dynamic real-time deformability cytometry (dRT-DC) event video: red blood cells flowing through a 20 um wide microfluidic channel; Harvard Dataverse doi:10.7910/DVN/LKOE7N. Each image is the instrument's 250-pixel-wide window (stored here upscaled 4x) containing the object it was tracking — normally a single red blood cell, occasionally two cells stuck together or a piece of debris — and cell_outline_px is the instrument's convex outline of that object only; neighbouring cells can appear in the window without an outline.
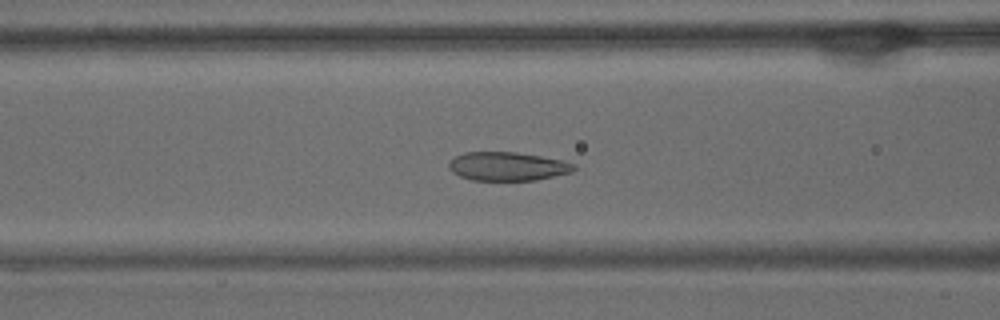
{"species": "common noctule bat (a hibernating species)", "species_latin": "Nyctalus noctula", "temperature_condition": "warm", "stored_images_in_passage": 40, "camera_frame_rate_fps": 3000, "um_per_image_px": 0.085, "animal": {"sex": "male", "body_mass_g": 15.6}, "frame": {"image": 1, "passage_image": 10, "time_ms": 3.0, "image_size_px": [1000, 320], "cell_outline_px": [[576, 168], [572, 172], [536, 180], [472, 180], [460, 176], [452, 172], [448, 168], [448, 164], [456, 156], [464, 152], [516, 152], [540, 156], [560, 160], [576, 164]], "centroid_in_image_um": [43.14, 14.14], "position_along_channel_um": 123.5, "area_um2": 20.81}}
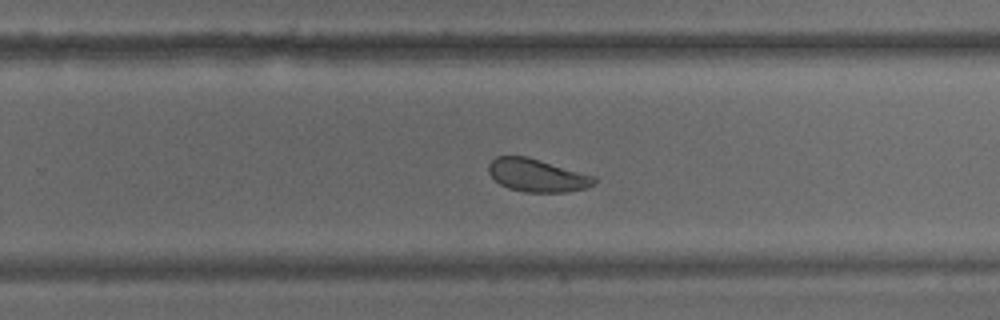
{"frame": {"image": 2, "passage_image": 23, "time_ms": 7.333, "image_size_px": [1000, 320], "cell_outline_px": [[596, 180], [588, 188], [568, 192], [524, 192], [508, 188], [500, 184], [488, 172], [488, 164], [496, 156], [528, 156], [596, 176]], "centroid_in_image_um": [45.66, 14.9], "position_along_channel_um": 284.1, "area_um2": 20.4}}
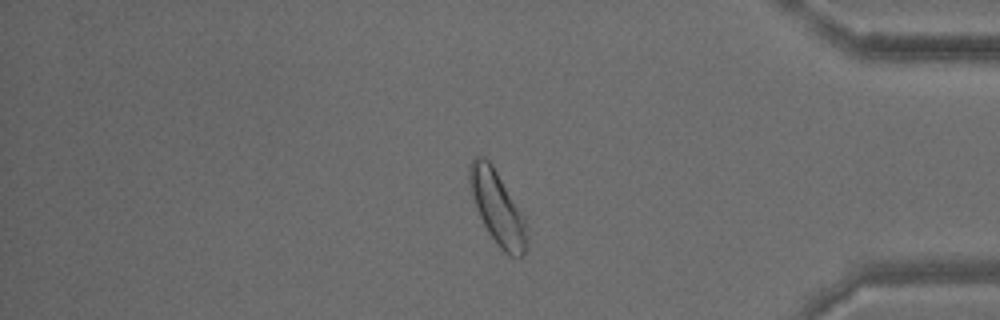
{"frame": {"image": 3, "passage_image": 34, "time_ms": 11.0, "image_size_px": [1000, 320], "cell_outline_px": [[528, 248], [524, 256], [508, 256], [496, 244], [488, 232], [476, 208], [472, 196], [468, 180], [468, 168], [472, 160], [476, 156], [484, 156], [492, 164], [524, 216], [528, 228]], "centroid_in_image_um": [42.31, 17.69], "position_along_channel_um": 392.9, "area_um2": 24.74}, "authors_computed_cell_mechanics": {"area_um2": 21.1259, "velocity_mm_per_s": 3.7149, "shape_relaxation_time_tau1_ms": 4.5102, "shape_relaxation_time_tau2_ms": 1.2987, "deformation_change_tau1": 0.1137, "deformation_change_tau2": 0.0703}}